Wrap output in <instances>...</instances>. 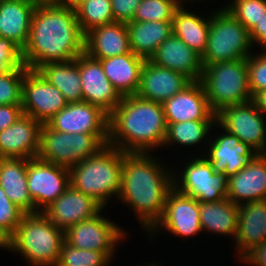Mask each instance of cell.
Returning <instances> with one entry per match:
<instances>
[{"label": "cell", "mask_w": 266, "mask_h": 266, "mask_svg": "<svg viewBox=\"0 0 266 266\" xmlns=\"http://www.w3.org/2000/svg\"><path fill=\"white\" fill-rule=\"evenodd\" d=\"M0 249L11 251L12 249V235L0 225Z\"/></svg>", "instance_id": "cell-47"}, {"label": "cell", "mask_w": 266, "mask_h": 266, "mask_svg": "<svg viewBox=\"0 0 266 266\" xmlns=\"http://www.w3.org/2000/svg\"><path fill=\"white\" fill-rule=\"evenodd\" d=\"M159 230L169 232L174 237H185L186 240L202 234L199 201L173 187L168 192L162 218L147 235L151 238L148 239L150 242H154V236L159 235L156 232L161 233Z\"/></svg>", "instance_id": "cell-12"}, {"label": "cell", "mask_w": 266, "mask_h": 266, "mask_svg": "<svg viewBox=\"0 0 266 266\" xmlns=\"http://www.w3.org/2000/svg\"><path fill=\"white\" fill-rule=\"evenodd\" d=\"M240 262L247 266H266V240L249 250Z\"/></svg>", "instance_id": "cell-43"}, {"label": "cell", "mask_w": 266, "mask_h": 266, "mask_svg": "<svg viewBox=\"0 0 266 266\" xmlns=\"http://www.w3.org/2000/svg\"><path fill=\"white\" fill-rule=\"evenodd\" d=\"M104 208L94 199L69 185L65 192L42 212L64 232L81 221L91 219Z\"/></svg>", "instance_id": "cell-18"}, {"label": "cell", "mask_w": 266, "mask_h": 266, "mask_svg": "<svg viewBox=\"0 0 266 266\" xmlns=\"http://www.w3.org/2000/svg\"><path fill=\"white\" fill-rule=\"evenodd\" d=\"M200 224L204 234L232 237L237 231L238 205L228 198L218 202H199Z\"/></svg>", "instance_id": "cell-32"}, {"label": "cell", "mask_w": 266, "mask_h": 266, "mask_svg": "<svg viewBox=\"0 0 266 266\" xmlns=\"http://www.w3.org/2000/svg\"><path fill=\"white\" fill-rule=\"evenodd\" d=\"M104 146L106 145L94 134L58 132L46 123L41 127L37 157L70 169L97 154Z\"/></svg>", "instance_id": "cell-8"}, {"label": "cell", "mask_w": 266, "mask_h": 266, "mask_svg": "<svg viewBox=\"0 0 266 266\" xmlns=\"http://www.w3.org/2000/svg\"><path fill=\"white\" fill-rule=\"evenodd\" d=\"M166 131L162 104L124 96L109 115L108 145L125 153H151L163 147Z\"/></svg>", "instance_id": "cell-3"}, {"label": "cell", "mask_w": 266, "mask_h": 266, "mask_svg": "<svg viewBox=\"0 0 266 266\" xmlns=\"http://www.w3.org/2000/svg\"><path fill=\"white\" fill-rule=\"evenodd\" d=\"M37 71L61 91L67 103L83 101L79 56L71 61L46 63Z\"/></svg>", "instance_id": "cell-31"}, {"label": "cell", "mask_w": 266, "mask_h": 266, "mask_svg": "<svg viewBox=\"0 0 266 266\" xmlns=\"http://www.w3.org/2000/svg\"><path fill=\"white\" fill-rule=\"evenodd\" d=\"M63 241L64 231L42 211L25 213L12 235L11 252L31 266H57Z\"/></svg>", "instance_id": "cell-5"}, {"label": "cell", "mask_w": 266, "mask_h": 266, "mask_svg": "<svg viewBox=\"0 0 266 266\" xmlns=\"http://www.w3.org/2000/svg\"><path fill=\"white\" fill-rule=\"evenodd\" d=\"M77 21L85 34L94 27L114 23L110 0H84L75 8Z\"/></svg>", "instance_id": "cell-34"}, {"label": "cell", "mask_w": 266, "mask_h": 266, "mask_svg": "<svg viewBox=\"0 0 266 266\" xmlns=\"http://www.w3.org/2000/svg\"><path fill=\"white\" fill-rule=\"evenodd\" d=\"M70 185L68 168L44 161L27 159V187L34 203V213L43 211L57 200Z\"/></svg>", "instance_id": "cell-13"}, {"label": "cell", "mask_w": 266, "mask_h": 266, "mask_svg": "<svg viewBox=\"0 0 266 266\" xmlns=\"http://www.w3.org/2000/svg\"><path fill=\"white\" fill-rule=\"evenodd\" d=\"M188 1L191 2V4H192V2H194V1H197V2L199 1V3H200V1H204V0H183V3L188 4L189 3ZM205 1H207V0H205ZM208 1H212V0H208Z\"/></svg>", "instance_id": "cell-50"}, {"label": "cell", "mask_w": 266, "mask_h": 266, "mask_svg": "<svg viewBox=\"0 0 266 266\" xmlns=\"http://www.w3.org/2000/svg\"><path fill=\"white\" fill-rule=\"evenodd\" d=\"M191 81L181 73L159 67L145 60L141 71L140 86L136 95L163 104L185 88Z\"/></svg>", "instance_id": "cell-23"}, {"label": "cell", "mask_w": 266, "mask_h": 266, "mask_svg": "<svg viewBox=\"0 0 266 266\" xmlns=\"http://www.w3.org/2000/svg\"><path fill=\"white\" fill-rule=\"evenodd\" d=\"M208 14L198 16L194 10L189 11L182 2L175 10L172 19V34L183 40L201 56L206 50L209 34L210 12Z\"/></svg>", "instance_id": "cell-29"}, {"label": "cell", "mask_w": 266, "mask_h": 266, "mask_svg": "<svg viewBox=\"0 0 266 266\" xmlns=\"http://www.w3.org/2000/svg\"><path fill=\"white\" fill-rule=\"evenodd\" d=\"M227 198L237 205L266 199V153H257L228 177Z\"/></svg>", "instance_id": "cell-21"}, {"label": "cell", "mask_w": 266, "mask_h": 266, "mask_svg": "<svg viewBox=\"0 0 266 266\" xmlns=\"http://www.w3.org/2000/svg\"><path fill=\"white\" fill-rule=\"evenodd\" d=\"M217 126L220 131L218 133L217 129V133L216 130H212L214 133H210L212 136H210V140L207 143L208 150L205 149L202 152L204 154L197 153L196 155H204L215 172L224 173L230 177L242 170L257 152L248 144L240 142L236 135L228 133L218 124Z\"/></svg>", "instance_id": "cell-16"}, {"label": "cell", "mask_w": 266, "mask_h": 266, "mask_svg": "<svg viewBox=\"0 0 266 266\" xmlns=\"http://www.w3.org/2000/svg\"><path fill=\"white\" fill-rule=\"evenodd\" d=\"M79 72L83 101L110 115L120 104L122 96L105 76L101 62L84 52L79 55Z\"/></svg>", "instance_id": "cell-17"}, {"label": "cell", "mask_w": 266, "mask_h": 266, "mask_svg": "<svg viewBox=\"0 0 266 266\" xmlns=\"http://www.w3.org/2000/svg\"><path fill=\"white\" fill-rule=\"evenodd\" d=\"M97 60L101 62L107 79L122 97L136 95L140 86L142 67L146 59L131 51Z\"/></svg>", "instance_id": "cell-26"}, {"label": "cell", "mask_w": 266, "mask_h": 266, "mask_svg": "<svg viewBox=\"0 0 266 266\" xmlns=\"http://www.w3.org/2000/svg\"><path fill=\"white\" fill-rule=\"evenodd\" d=\"M84 0H56L55 5L69 7L75 9L80 5Z\"/></svg>", "instance_id": "cell-48"}, {"label": "cell", "mask_w": 266, "mask_h": 266, "mask_svg": "<svg viewBox=\"0 0 266 266\" xmlns=\"http://www.w3.org/2000/svg\"><path fill=\"white\" fill-rule=\"evenodd\" d=\"M141 266H161V264L158 265V263H149V264L147 263V265L145 264V265H141Z\"/></svg>", "instance_id": "cell-51"}, {"label": "cell", "mask_w": 266, "mask_h": 266, "mask_svg": "<svg viewBox=\"0 0 266 266\" xmlns=\"http://www.w3.org/2000/svg\"><path fill=\"white\" fill-rule=\"evenodd\" d=\"M25 212L14 204L0 187V225L11 235L16 232Z\"/></svg>", "instance_id": "cell-40"}, {"label": "cell", "mask_w": 266, "mask_h": 266, "mask_svg": "<svg viewBox=\"0 0 266 266\" xmlns=\"http://www.w3.org/2000/svg\"><path fill=\"white\" fill-rule=\"evenodd\" d=\"M36 6L30 0H0V38L11 40L23 50Z\"/></svg>", "instance_id": "cell-27"}, {"label": "cell", "mask_w": 266, "mask_h": 266, "mask_svg": "<svg viewBox=\"0 0 266 266\" xmlns=\"http://www.w3.org/2000/svg\"><path fill=\"white\" fill-rule=\"evenodd\" d=\"M149 61L181 73L190 81H200L203 72L201 55L174 34L157 47Z\"/></svg>", "instance_id": "cell-22"}, {"label": "cell", "mask_w": 266, "mask_h": 266, "mask_svg": "<svg viewBox=\"0 0 266 266\" xmlns=\"http://www.w3.org/2000/svg\"><path fill=\"white\" fill-rule=\"evenodd\" d=\"M23 115L21 105H0V132Z\"/></svg>", "instance_id": "cell-44"}, {"label": "cell", "mask_w": 266, "mask_h": 266, "mask_svg": "<svg viewBox=\"0 0 266 266\" xmlns=\"http://www.w3.org/2000/svg\"><path fill=\"white\" fill-rule=\"evenodd\" d=\"M36 5L55 4L56 0H30Z\"/></svg>", "instance_id": "cell-49"}, {"label": "cell", "mask_w": 266, "mask_h": 266, "mask_svg": "<svg viewBox=\"0 0 266 266\" xmlns=\"http://www.w3.org/2000/svg\"><path fill=\"white\" fill-rule=\"evenodd\" d=\"M253 46H259V50H266V13L263 14L259 23L250 31Z\"/></svg>", "instance_id": "cell-45"}, {"label": "cell", "mask_w": 266, "mask_h": 266, "mask_svg": "<svg viewBox=\"0 0 266 266\" xmlns=\"http://www.w3.org/2000/svg\"><path fill=\"white\" fill-rule=\"evenodd\" d=\"M162 106L167 123L216 120V113L210 109L207 95L200 81H191Z\"/></svg>", "instance_id": "cell-20"}, {"label": "cell", "mask_w": 266, "mask_h": 266, "mask_svg": "<svg viewBox=\"0 0 266 266\" xmlns=\"http://www.w3.org/2000/svg\"><path fill=\"white\" fill-rule=\"evenodd\" d=\"M28 68H12L0 75V105H21L22 84Z\"/></svg>", "instance_id": "cell-38"}, {"label": "cell", "mask_w": 266, "mask_h": 266, "mask_svg": "<svg viewBox=\"0 0 266 266\" xmlns=\"http://www.w3.org/2000/svg\"><path fill=\"white\" fill-rule=\"evenodd\" d=\"M111 263L102 252L77 249L64 240L57 266H109Z\"/></svg>", "instance_id": "cell-36"}, {"label": "cell", "mask_w": 266, "mask_h": 266, "mask_svg": "<svg viewBox=\"0 0 266 266\" xmlns=\"http://www.w3.org/2000/svg\"><path fill=\"white\" fill-rule=\"evenodd\" d=\"M226 4L220 10H228L249 32L266 13V0H227Z\"/></svg>", "instance_id": "cell-35"}, {"label": "cell", "mask_w": 266, "mask_h": 266, "mask_svg": "<svg viewBox=\"0 0 266 266\" xmlns=\"http://www.w3.org/2000/svg\"><path fill=\"white\" fill-rule=\"evenodd\" d=\"M191 156L189 161V157L183 161L187 163L183 164L182 169H174V187L199 202L211 203L226 199L228 176L215 172L204 155Z\"/></svg>", "instance_id": "cell-9"}, {"label": "cell", "mask_w": 266, "mask_h": 266, "mask_svg": "<svg viewBox=\"0 0 266 266\" xmlns=\"http://www.w3.org/2000/svg\"><path fill=\"white\" fill-rule=\"evenodd\" d=\"M157 158L152 153H125L123 157L117 200L133 211L146 235L162 218L168 192L174 187L173 169Z\"/></svg>", "instance_id": "cell-1"}, {"label": "cell", "mask_w": 266, "mask_h": 266, "mask_svg": "<svg viewBox=\"0 0 266 266\" xmlns=\"http://www.w3.org/2000/svg\"><path fill=\"white\" fill-rule=\"evenodd\" d=\"M12 68H27L22 59V50L11 40L0 38V75Z\"/></svg>", "instance_id": "cell-41"}, {"label": "cell", "mask_w": 266, "mask_h": 266, "mask_svg": "<svg viewBox=\"0 0 266 266\" xmlns=\"http://www.w3.org/2000/svg\"><path fill=\"white\" fill-rule=\"evenodd\" d=\"M67 104L61 91L37 70L28 69L25 72L21 104L23 114L46 124Z\"/></svg>", "instance_id": "cell-14"}, {"label": "cell", "mask_w": 266, "mask_h": 266, "mask_svg": "<svg viewBox=\"0 0 266 266\" xmlns=\"http://www.w3.org/2000/svg\"><path fill=\"white\" fill-rule=\"evenodd\" d=\"M183 0H142L132 21H172Z\"/></svg>", "instance_id": "cell-37"}, {"label": "cell", "mask_w": 266, "mask_h": 266, "mask_svg": "<svg viewBox=\"0 0 266 266\" xmlns=\"http://www.w3.org/2000/svg\"><path fill=\"white\" fill-rule=\"evenodd\" d=\"M126 25L131 51L146 60L172 34V21H130Z\"/></svg>", "instance_id": "cell-30"}, {"label": "cell", "mask_w": 266, "mask_h": 266, "mask_svg": "<svg viewBox=\"0 0 266 266\" xmlns=\"http://www.w3.org/2000/svg\"><path fill=\"white\" fill-rule=\"evenodd\" d=\"M0 187L25 213H34V203L27 187V159L0 158Z\"/></svg>", "instance_id": "cell-28"}, {"label": "cell", "mask_w": 266, "mask_h": 266, "mask_svg": "<svg viewBox=\"0 0 266 266\" xmlns=\"http://www.w3.org/2000/svg\"><path fill=\"white\" fill-rule=\"evenodd\" d=\"M200 82L214 113L226 106L243 104L252 99L246 58L206 65Z\"/></svg>", "instance_id": "cell-6"}, {"label": "cell", "mask_w": 266, "mask_h": 266, "mask_svg": "<svg viewBox=\"0 0 266 266\" xmlns=\"http://www.w3.org/2000/svg\"><path fill=\"white\" fill-rule=\"evenodd\" d=\"M84 40L75 9L37 5L22 50L23 63L28 69L37 70L46 63L74 60L84 53Z\"/></svg>", "instance_id": "cell-2"}, {"label": "cell", "mask_w": 266, "mask_h": 266, "mask_svg": "<svg viewBox=\"0 0 266 266\" xmlns=\"http://www.w3.org/2000/svg\"><path fill=\"white\" fill-rule=\"evenodd\" d=\"M215 10L210 13L207 46L201 56L203 67L244 59L254 51L250 32L228 10Z\"/></svg>", "instance_id": "cell-7"}, {"label": "cell", "mask_w": 266, "mask_h": 266, "mask_svg": "<svg viewBox=\"0 0 266 266\" xmlns=\"http://www.w3.org/2000/svg\"><path fill=\"white\" fill-rule=\"evenodd\" d=\"M124 154L116 147L104 146L97 154L69 169L70 185L105 209L112 202L111 198L118 199Z\"/></svg>", "instance_id": "cell-4"}, {"label": "cell", "mask_w": 266, "mask_h": 266, "mask_svg": "<svg viewBox=\"0 0 266 266\" xmlns=\"http://www.w3.org/2000/svg\"><path fill=\"white\" fill-rule=\"evenodd\" d=\"M101 213L67 229L64 240L77 249L102 252L112 261L116 258L114 255L118 245L123 243L121 241L125 240L128 233L118 222L107 219Z\"/></svg>", "instance_id": "cell-10"}, {"label": "cell", "mask_w": 266, "mask_h": 266, "mask_svg": "<svg viewBox=\"0 0 266 266\" xmlns=\"http://www.w3.org/2000/svg\"><path fill=\"white\" fill-rule=\"evenodd\" d=\"M217 127L216 120H193L183 121L178 123H167V131L164 140L163 148L171 145L176 147L186 146V149L203 145L206 148L210 140L212 129ZM206 139V140H205ZM204 142V144H203ZM177 144V145H176ZM206 144V145H205Z\"/></svg>", "instance_id": "cell-33"}, {"label": "cell", "mask_w": 266, "mask_h": 266, "mask_svg": "<svg viewBox=\"0 0 266 266\" xmlns=\"http://www.w3.org/2000/svg\"><path fill=\"white\" fill-rule=\"evenodd\" d=\"M216 123L257 153H266V117L252 101L220 109L216 113Z\"/></svg>", "instance_id": "cell-11"}, {"label": "cell", "mask_w": 266, "mask_h": 266, "mask_svg": "<svg viewBox=\"0 0 266 266\" xmlns=\"http://www.w3.org/2000/svg\"><path fill=\"white\" fill-rule=\"evenodd\" d=\"M42 123L23 114L0 132V158L31 159L38 156Z\"/></svg>", "instance_id": "cell-19"}, {"label": "cell", "mask_w": 266, "mask_h": 266, "mask_svg": "<svg viewBox=\"0 0 266 266\" xmlns=\"http://www.w3.org/2000/svg\"><path fill=\"white\" fill-rule=\"evenodd\" d=\"M251 101L256 108L266 117V89L255 93Z\"/></svg>", "instance_id": "cell-46"}, {"label": "cell", "mask_w": 266, "mask_h": 266, "mask_svg": "<svg viewBox=\"0 0 266 266\" xmlns=\"http://www.w3.org/2000/svg\"><path fill=\"white\" fill-rule=\"evenodd\" d=\"M247 60V76L251 95L266 89V50L252 53Z\"/></svg>", "instance_id": "cell-39"}, {"label": "cell", "mask_w": 266, "mask_h": 266, "mask_svg": "<svg viewBox=\"0 0 266 266\" xmlns=\"http://www.w3.org/2000/svg\"><path fill=\"white\" fill-rule=\"evenodd\" d=\"M115 22L128 23L133 20L136 9L142 0H110Z\"/></svg>", "instance_id": "cell-42"}, {"label": "cell", "mask_w": 266, "mask_h": 266, "mask_svg": "<svg viewBox=\"0 0 266 266\" xmlns=\"http://www.w3.org/2000/svg\"><path fill=\"white\" fill-rule=\"evenodd\" d=\"M109 115L88 102L68 103L47 124L58 132L96 135L108 145Z\"/></svg>", "instance_id": "cell-15"}, {"label": "cell", "mask_w": 266, "mask_h": 266, "mask_svg": "<svg viewBox=\"0 0 266 266\" xmlns=\"http://www.w3.org/2000/svg\"><path fill=\"white\" fill-rule=\"evenodd\" d=\"M234 240L238 261L254 246L266 240V199L238 205Z\"/></svg>", "instance_id": "cell-24"}, {"label": "cell", "mask_w": 266, "mask_h": 266, "mask_svg": "<svg viewBox=\"0 0 266 266\" xmlns=\"http://www.w3.org/2000/svg\"><path fill=\"white\" fill-rule=\"evenodd\" d=\"M84 52L94 59H106L130 53L129 32L126 23L100 25L85 33Z\"/></svg>", "instance_id": "cell-25"}]
</instances>
